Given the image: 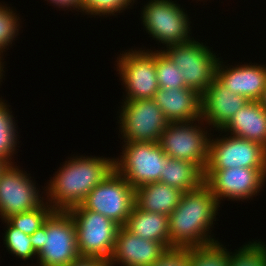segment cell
Returning a JSON list of instances; mask_svg holds the SVG:
<instances>
[{"mask_svg": "<svg viewBox=\"0 0 266 266\" xmlns=\"http://www.w3.org/2000/svg\"><path fill=\"white\" fill-rule=\"evenodd\" d=\"M219 207L205 183L183 193L178 206L169 215L170 249L202 247L218 242L209 234Z\"/></svg>", "mask_w": 266, "mask_h": 266, "instance_id": "1", "label": "cell"}, {"mask_svg": "<svg viewBox=\"0 0 266 266\" xmlns=\"http://www.w3.org/2000/svg\"><path fill=\"white\" fill-rule=\"evenodd\" d=\"M102 157L73 156L65 161L44 187L47 188V203L54 210L64 211L80 205L89 192L114 170V158Z\"/></svg>", "mask_w": 266, "mask_h": 266, "instance_id": "2", "label": "cell"}, {"mask_svg": "<svg viewBox=\"0 0 266 266\" xmlns=\"http://www.w3.org/2000/svg\"><path fill=\"white\" fill-rule=\"evenodd\" d=\"M30 240L39 266H67L80 257L75 222L68 211L54 210Z\"/></svg>", "mask_w": 266, "mask_h": 266, "instance_id": "3", "label": "cell"}, {"mask_svg": "<svg viewBox=\"0 0 266 266\" xmlns=\"http://www.w3.org/2000/svg\"><path fill=\"white\" fill-rule=\"evenodd\" d=\"M76 228L77 248L81 257L110 260L120 226L110 218L85 209L81 204L67 210Z\"/></svg>", "mask_w": 266, "mask_h": 266, "instance_id": "4", "label": "cell"}, {"mask_svg": "<svg viewBox=\"0 0 266 266\" xmlns=\"http://www.w3.org/2000/svg\"><path fill=\"white\" fill-rule=\"evenodd\" d=\"M114 169L134 188L160 181L168 156L158 142H125Z\"/></svg>", "mask_w": 266, "mask_h": 266, "instance_id": "5", "label": "cell"}, {"mask_svg": "<svg viewBox=\"0 0 266 266\" xmlns=\"http://www.w3.org/2000/svg\"><path fill=\"white\" fill-rule=\"evenodd\" d=\"M194 122L201 126L204 124L202 118L189 122H169L158 143L168 157L192 162L204 172L209 159L210 137L207 130L205 132Z\"/></svg>", "mask_w": 266, "mask_h": 266, "instance_id": "6", "label": "cell"}, {"mask_svg": "<svg viewBox=\"0 0 266 266\" xmlns=\"http://www.w3.org/2000/svg\"><path fill=\"white\" fill-rule=\"evenodd\" d=\"M196 40L172 45L161 50L176 66L184 79L186 87L202 94L216 77L219 58Z\"/></svg>", "mask_w": 266, "mask_h": 266, "instance_id": "7", "label": "cell"}, {"mask_svg": "<svg viewBox=\"0 0 266 266\" xmlns=\"http://www.w3.org/2000/svg\"><path fill=\"white\" fill-rule=\"evenodd\" d=\"M175 1L150 0L141 11L146 32L165 47L186 43L190 36V23L184 9Z\"/></svg>", "mask_w": 266, "mask_h": 266, "instance_id": "8", "label": "cell"}, {"mask_svg": "<svg viewBox=\"0 0 266 266\" xmlns=\"http://www.w3.org/2000/svg\"><path fill=\"white\" fill-rule=\"evenodd\" d=\"M81 205L124 226L135 206V189L114 169L89 192Z\"/></svg>", "mask_w": 266, "mask_h": 266, "instance_id": "9", "label": "cell"}, {"mask_svg": "<svg viewBox=\"0 0 266 266\" xmlns=\"http://www.w3.org/2000/svg\"><path fill=\"white\" fill-rule=\"evenodd\" d=\"M118 124L124 142H158L169 121L153 99L123 100Z\"/></svg>", "mask_w": 266, "mask_h": 266, "instance_id": "10", "label": "cell"}, {"mask_svg": "<svg viewBox=\"0 0 266 266\" xmlns=\"http://www.w3.org/2000/svg\"><path fill=\"white\" fill-rule=\"evenodd\" d=\"M152 51L131 49L117 57L116 71L127 94L124 100L153 99L159 89Z\"/></svg>", "mask_w": 266, "mask_h": 266, "instance_id": "11", "label": "cell"}, {"mask_svg": "<svg viewBox=\"0 0 266 266\" xmlns=\"http://www.w3.org/2000/svg\"><path fill=\"white\" fill-rule=\"evenodd\" d=\"M265 181L266 169L232 167L204 171V183L219 204L223 198L248 201L259 193Z\"/></svg>", "mask_w": 266, "mask_h": 266, "instance_id": "12", "label": "cell"}, {"mask_svg": "<svg viewBox=\"0 0 266 266\" xmlns=\"http://www.w3.org/2000/svg\"><path fill=\"white\" fill-rule=\"evenodd\" d=\"M222 135L209 142V159L206 169L232 167L266 169V148L245 138Z\"/></svg>", "mask_w": 266, "mask_h": 266, "instance_id": "13", "label": "cell"}, {"mask_svg": "<svg viewBox=\"0 0 266 266\" xmlns=\"http://www.w3.org/2000/svg\"><path fill=\"white\" fill-rule=\"evenodd\" d=\"M36 184L27 172L13 163L7 164L0 173V216L5 220L13 214L37 209L44 204Z\"/></svg>", "mask_w": 266, "mask_h": 266, "instance_id": "14", "label": "cell"}, {"mask_svg": "<svg viewBox=\"0 0 266 266\" xmlns=\"http://www.w3.org/2000/svg\"><path fill=\"white\" fill-rule=\"evenodd\" d=\"M167 248L159 242L146 240L120 226L115 248L109 266L120 264L121 266H150L155 263Z\"/></svg>", "mask_w": 266, "mask_h": 266, "instance_id": "15", "label": "cell"}, {"mask_svg": "<svg viewBox=\"0 0 266 266\" xmlns=\"http://www.w3.org/2000/svg\"><path fill=\"white\" fill-rule=\"evenodd\" d=\"M218 61L216 79L227 90L247 98L249 101H260L266 87V64L237 65L227 67ZM225 66V67H224ZM226 68V69H225Z\"/></svg>", "mask_w": 266, "mask_h": 266, "instance_id": "16", "label": "cell"}, {"mask_svg": "<svg viewBox=\"0 0 266 266\" xmlns=\"http://www.w3.org/2000/svg\"><path fill=\"white\" fill-rule=\"evenodd\" d=\"M249 100L232 93L216 78L201 94V118L215 130L222 129Z\"/></svg>", "mask_w": 266, "mask_h": 266, "instance_id": "17", "label": "cell"}, {"mask_svg": "<svg viewBox=\"0 0 266 266\" xmlns=\"http://www.w3.org/2000/svg\"><path fill=\"white\" fill-rule=\"evenodd\" d=\"M153 100L169 122L201 119V94L192 88H159Z\"/></svg>", "mask_w": 266, "mask_h": 266, "instance_id": "18", "label": "cell"}, {"mask_svg": "<svg viewBox=\"0 0 266 266\" xmlns=\"http://www.w3.org/2000/svg\"><path fill=\"white\" fill-rule=\"evenodd\" d=\"M222 133L245 138L266 148V108L261 101H249L238 109L229 122L220 130ZM224 131V132H223Z\"/></svg>", "mask_w": 266, "mask_h": 266, "instance_id": "19", "label": "cell"}, {"mask_svg": "<svg viewBox=\"0 0 266 266\" xmlns=\"http://www.w3.org/2000/svg\"><path fill=\"white\" fill-rule=\"evenodd\" d=\"M182 194L179 189L160 181L147 183L135 189V206L169 216L178 206Z\"/></svg>", "mask_w": 266, "mask_h": 266, "instance_id": "20", "label": "cell"}, {"mask_svg": "<svg viewBox=\"0 0 266 266\" xmlns=\"http://www.w3.org/2000/svg\"><path fill=\"white\" fill-rule=\"evenodd\" d=\"M124 227L140 238L162 243L170 249L168 215L147 212L134 206Z\"/></svg>", "mask_w": 266, "mask_h": 266, "instance_id": "21", "label": "cell"}, {"mask_svg": "<svg viewBox=\"0 0 266 266\" xmlns=\"http://www.w3.org/2000/svg\"><path fill=\"white\" fill-rule=\"evenodd\" d=\"M160 182L185 193L204 183V172L192 162L168 157L160 175Z\"/></svg>", "mask_w": 266, "mask_h": 266, "instance_id": "22", "label": "cell"}, {"mask_svg": "<svg viewBox=\"0 0 266 266\" xmlns=\"http://www.w3.org/2000/svg\"><path fill=\"white\" fill-rule=\"evenodd\" d=\"M2 98H0V159L8 164L12 162V155L17 147L18 132L15 129L16 124L13 120L12 111L6 106ZM17 133V134H16Z\"/></svg>", "mask_w": 266, "mask_h": 266, "instance_id": "23", "label": "cell"}, {"mask_svg": "<svg viewBox=\"0 0 266 266\" xmlns=\"http://www.w3.org/2000/svg\"><path fill=\"white\" fill-rule=\"evenodd\" d=\"M190 266H228L229 251L219 241L213 244L189 248Z\"/></svg>", "mask_w": 266, "mask_h": 266, "instance_id": "24", "label": "cell"}, {"mask_svg": "<svg viewBox=\"0 0 266 266\" xmlns=\"http://www.w3.org/2000/svg\"><path fill=\"white\" fill-rule=\"evenodd\" d=\"M54 209L45 201L37 209L13 214L5 220L14 228L20 229L28 235H32L37 229L44 225L45 220Z\"/></svg>", "mask_w": 266, "mask_h": 266, "instance_id": "25", "label": "cell"}, {"mask_svg": "<svg viewBox=\"0 0 266 266\" xmlns=\"http://www.w3.org/2000/svg\"><path fill=\"white\" fill-rule=\"evenodd\" d=\"M155 69L159 88H185L184 79L176 66L161 50L155 51Z\"/></svg>", "mask_w": 266, "mask_h": 266, "instance_id": "26", "label": "cell"}, {"mask_svg": "<svg viewBox=\"0 0 266 266\" xmlns=\"http://www.w3.org/2000/svg\"><path fill=\"white\" fill-rule=\"evenodd\" d=\"M228 266H266V245L256 240L229 252Z\"/></svg>", "mask_w": 266, "mask_h": 266, "instance_id": "27", "label": "cell"}, {"mask_svg": "<svg viewBox=\"0 0 266 266\" xmlns=\"http://www.w3.org/2000/svg\"><path fill=\"white\" fill-rule=\"evenodd\" d=\"M3 221L7 225L3 237L6 250L24 261L30 258L32 259V257H37V253L32 247L30 235L25 234L20 229L12 227L6 220Z\"/></svg>", "mask_w": 266, "mask_h": 266, "instance_id": "28", "label": "cell"}, {"mask_svg": "<svg viewBox=\"0 0 266 266\" xmlns=\"http://www.w3.org/2000/svg\"><path fill=\"white\" fill-rule=\"evenodd\" d=\"M19 21V16L14 13L13 9L0 3V55L19 34Z\"/></svg>", "mask_w": 266, "mask_h": 266, "instance_id": "29", "label": "cell"}, {"mask_svg": "<svg viewBox=\"0 0 266 266\" xmlns=\"http://www.w3.org/2000/svg\"><path fill=\"white\" fill-rule=\"evenodd\" d=\"M130 5L128 0H81V12L87 15L111 16L121 13Z\"/></svg>", "mask_w": 266, "mask_h": 266, "instance_id": "30", "label": "cell"}, {"mask_svg": "<svg viewBox=\"0 0 266 266\" xmlns=\"http://www.w3.org/2000/svg\"><path fill=\"white\" fill-rule=\"evenodd\" d=\"M150 266H190L189 248H171Z\"/></svg>", "mask_w": 266, "mask_h": 266, "instance_id": "31", "label": "cell"}, {"mask_svg": "<svg viewBox=\"0 0 266 266\" xmlns=\"http://www.w3.org/2000/svg\"><path fill=\"white\" fill-rule=\"evenodd\" d=\"M67 266H109V263L107 260L101 258L80 256Z\"/></svg>", "mask_w": 266, "mask_h": 266, "instance_id": "32", "label": "cell"}, {"mask_svg": "<svg viewBox=\"0 0 266 266\" xmlns=\"http://www.w3.org/2000/svg\"><path fill=\"white\" fill-rule=\"evenodd\" d=\"M48 2L54 4V6H57L59 8H73L78 9L81 12V0H47Z\"/></svg>", "mask_w": 266, "mask_h": 266, "instance_id": "33", "label": "cell"}, {"mask_svg": "<svg viewBox=\"0 0 266 266\" xmlns=\"http://www.w3.org/2000/svg\"><path fill=\"white\" fill-rule=\"evenodd\" d=\"M1 56L3 57V54L0 55V79H2V77H3V75H4L3 72H5V71L3 70V68H4L3 66H4V65H2V64H4V63H2V61H1V60H2V57H1ZM0 81L2 82V80H0ZM1 82H0V83H1Z\"/></svg>", "mask_w": 266, "mask_h": 266, "instance_id": "34", "label": "cell"}, {"mask_svg": "<svg viewBox=\"0 0 266 266\" xmlns=\"http://www.w3.org/2000/svg\"><path fill=\"white\" fill-rule=\"evenodd\" d=\"M260 101H261V104L266 108V87H265L263 96Z\"/></svg>", "mask_w": 266, "mask_h": 266, "instance_id": "35", "label": "cell"}, {"mask_svg": "<svg viewBox=\"0 0 266 266\" xmlns=\"http://www.w3.org/2000/svg\"><path fill=\"white\" fill-rule=\"evenodd\" d=\"M8 163L2 159H0V173L2 172V170L5 168V166L7 165Z\"/></svg>", "mask_w": 266, "mask_h": 266, "instance_id": "36", "label": "cell"}, {"mask_svg": "<svg viewBox=\"0 0 266 266\" xmlns=\"http://www.w3.org/2000/svg\"><path fill=\"white\" fill-rule=\"evenodd\" d=\"M128 1L131 3L130 6H132V4H134L136 0H128Z\"/></svg>", "mask_w": 266, "mask_h": 266, "instance_id": "37", "label": "cell"}]
</instances>
